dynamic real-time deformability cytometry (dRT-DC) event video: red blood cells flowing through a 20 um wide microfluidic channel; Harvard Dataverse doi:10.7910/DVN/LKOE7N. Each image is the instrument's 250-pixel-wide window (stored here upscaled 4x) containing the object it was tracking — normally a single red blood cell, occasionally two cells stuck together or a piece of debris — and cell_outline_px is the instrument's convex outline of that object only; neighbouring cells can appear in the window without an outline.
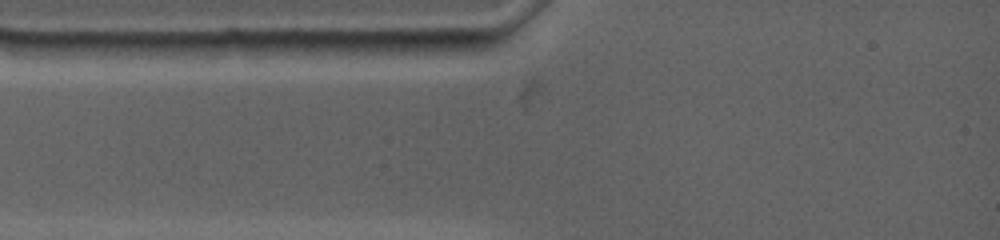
{"species": "common noctule bat (a hibernating species)", "species_latin": "Nyctalus noctula", "temperature_condition": "warm", "stored_images_in_passage": 2, "camera_frame_rate_fps": 4500, "um_per_image_px": 0.085, "animal": {"sex": "female", "body_mass_g": 19.0, "forearm_length_mm": 53.3}, "frame": {"image": 1, "passage_image": 1, "time_ms": 0.0, "image_size_px": [1000, 240], "cell_outline_px": [[480, 48], [416, 56], [348, 52], [348, 44], [352, 40], [476, 40]], "centroid_in_image_um": [34.89, 3.97], "position_along_channel_um": 50.1, "area_um2": 12.25}}